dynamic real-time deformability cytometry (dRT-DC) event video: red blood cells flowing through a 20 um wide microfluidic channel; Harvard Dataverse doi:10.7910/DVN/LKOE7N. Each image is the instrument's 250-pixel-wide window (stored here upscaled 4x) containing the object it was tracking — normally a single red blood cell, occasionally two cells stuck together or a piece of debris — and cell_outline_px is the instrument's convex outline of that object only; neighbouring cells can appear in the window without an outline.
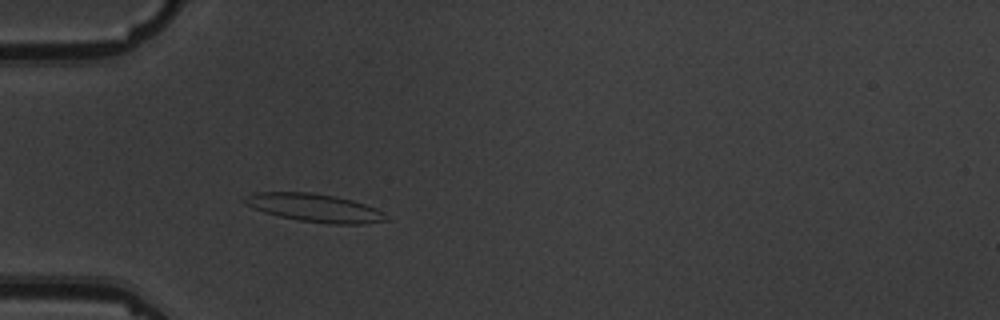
{"species": "common noctule bat (a hibernating species)", "species_latin": "Nyctalus noctula", "temperature_condition": "warm", "stored_images_in_passage": 3, "camera_frame_rate_fps": 3000, "um_per_image_px": 0.085, "animal": {"sex": "male", "body_mass_g": 19.5, "forearm_length_mm": 54.6}, "frame": {"image": 1, "passage_image": 3, "time_ms": 2.333, "image_size_px": [1000, 320], "cell_outline_px": [[388, 220], [364, 224], [332, 224], [300, 220], [280, 216], [264, 212], [244, 204], [240, 200], [252, 192], [308, 192], [336, 196], [352, 200], [376, 208], [384, 212]], "centroid_in_image_um": [26.72, 17.65], "position_along_channel_um": 58.3, "area_um2": 23.18}}